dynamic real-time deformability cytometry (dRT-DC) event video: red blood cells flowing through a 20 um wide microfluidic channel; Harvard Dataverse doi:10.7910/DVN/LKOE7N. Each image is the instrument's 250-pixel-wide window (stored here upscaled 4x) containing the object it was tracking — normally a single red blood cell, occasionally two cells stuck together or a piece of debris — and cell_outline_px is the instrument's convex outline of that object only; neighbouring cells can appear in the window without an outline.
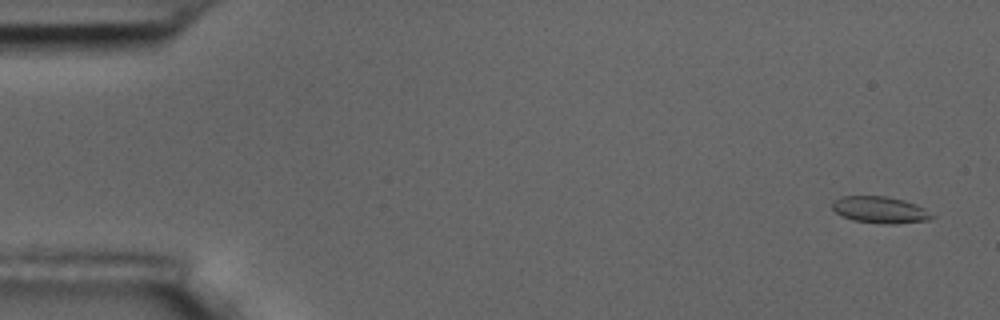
{"species": "common noctule bat (a hibernating species)", "species_latin": "Nyctalus noctula", "temperature_condition": "room temperature", "stored_images_in_passage": 4, "camera_frame_rate_fps": 3000, "um_per_image_px": 0.085, "animal": {"sex": "male", "body_mass_g": 17.5, "forearm_length_mm": 52.3}, "frame": {"image": 1, "passage_image": 1, "time_ms": 0.0, "image_size_px": [1000, 320], "cell_outline_px": [[936, 216], [928, 220], [896, 224], [888, 224], [852, 220], [836, 212], [832, 208], [832, 200], [840, 196], [888, 196], [904, 200], [916, 204], [924, 208]], "centroid_in_image_um": [74.81, 17.82], "position_along_channel_um": 10.2, "area_um2": 15.55}}
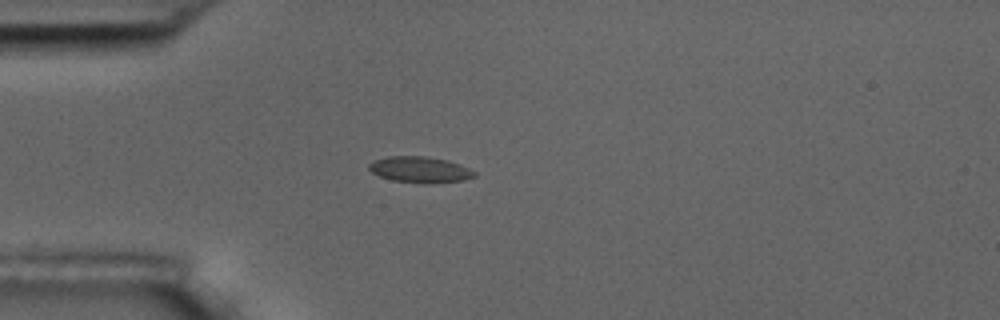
{"frame": {"image": 2, "passage_image": 4, "time_ms": 4.333, "image_size_px": [1000, 320], "cell_outline_px": [[476, 176], [464, 180], [432, 184], [424, 184], [392, 180], [380, 176], [372, 172], [368, 168], [368, 164], [372, 160], [388, 156], [424, 156], [448, 160], [460, 164], [476, 172]], "centroid_in_image_um": [35.7, 14.42], "position_along_channel_um": 49.3, "area_um2": 16.24}}